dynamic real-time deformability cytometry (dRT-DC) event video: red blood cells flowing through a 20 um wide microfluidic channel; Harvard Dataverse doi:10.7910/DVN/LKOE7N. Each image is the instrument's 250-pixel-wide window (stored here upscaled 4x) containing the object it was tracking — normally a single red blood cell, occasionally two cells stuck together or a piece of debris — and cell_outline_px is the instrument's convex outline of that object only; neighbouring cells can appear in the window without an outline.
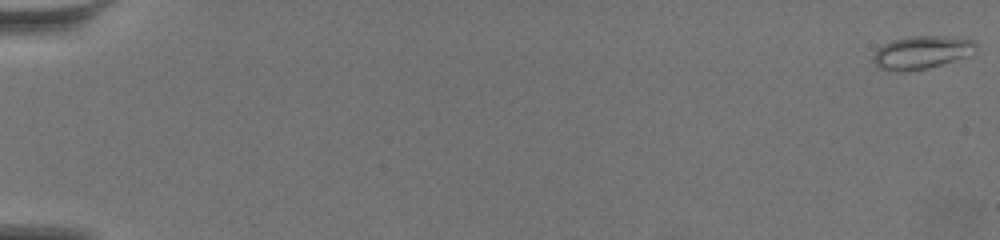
{"species": "common noctule bat (a hibernating species)", "species_latin": "Nyctalus noctula", "temperature_condition": "warm", "stored_images_in_passage": 47, "camera_frame_rate_fps": 3000, "um_per_image_px": 0.085, "animal": {"sex": "female", "body_mass_g": 19.5, "forearm_length_mm": 54.1}, "frame": {"image": 1, "passage_image": 1, "time_ms": 0.0, "image_size_px": [1000, 240], "cell_outline_px": [[976, 52], [968, 56], [928, 68], [904, 72], [888, 72], [880, 68], [872, 60], [872, 56], [884, 44], [892, 40], [908, 36], [944, 36], [976, 40]], "centroid_in_image_um": [78.34, 4.46], "position_along_channel_um": 6.7, "area_um2": 19.94}}
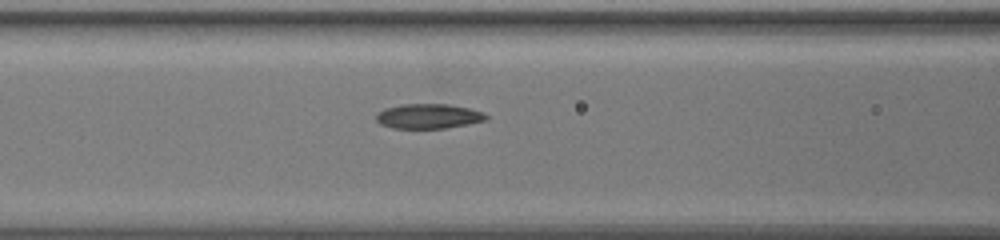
{"frame": {"image": 2, "passage_image": 25, "time_ms": 8.0, "image_size_px": [1000, 240], "cell_outline_px": [[488, 116], [484, 120], [468, 124], [444, 128], [392, 128], [380, 124], [376, 120], [376, 112], [384, 108], [404, 104], [448, 104], [468, 108], [484, 112]], "centroid_in_image_um": [36.38, 9.87], "position_along_channel_um": 130.2, "area_um2": 15.84}}
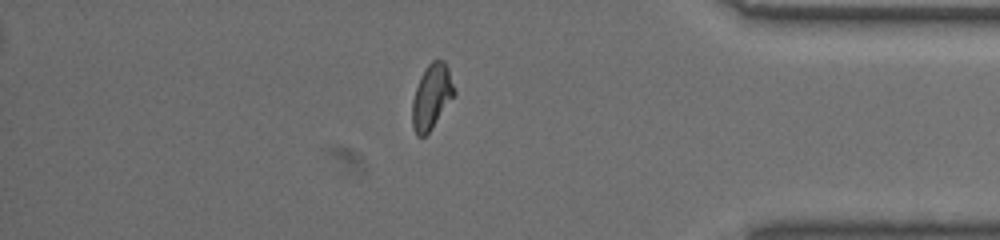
{"frame": {"image": 3, "passage_image": 41, "time_ms": 13.333, "image_size_px": [1000, 240], "cell_outline_px": [[456, 92], [432, 128], [424, 136], [416, 136], [412, 128], [412, 100], [420, 76], [428, 64], [432, 60], [444, 60], [448, 68]], "centroid_in_image_um": [36.67, 8.21], "position_along_channel_um": 398.5, "area_um2": 15.78}}